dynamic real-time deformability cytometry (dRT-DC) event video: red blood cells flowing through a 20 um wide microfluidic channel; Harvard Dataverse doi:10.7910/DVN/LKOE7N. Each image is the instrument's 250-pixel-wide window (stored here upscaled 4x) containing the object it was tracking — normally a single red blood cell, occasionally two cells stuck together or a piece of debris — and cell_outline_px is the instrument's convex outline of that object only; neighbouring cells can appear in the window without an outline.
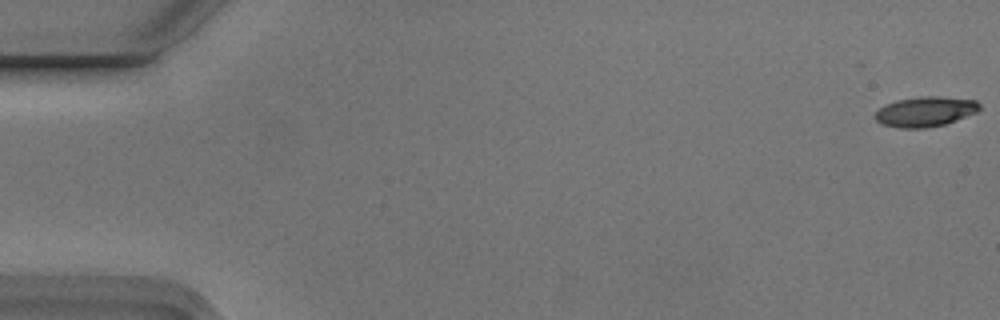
{"species": "Egyptian fruit bat (a non-hibernating species)", "species_latin": "Rousettus aegyptiacus", "temperature_condition": "cold", "stored_images_in_passage": 5, "camera_frame_rate_fps": 3000, "um_per_image_px": 0.085, "animal": {"sex": "male"}, "frame": {"image": 1, "passage_image": 1, "time_ms": 0.0, "image_size_px": [1000, 320], "cell_outline_px": [[980, 108], [976, 112], [956, 120], [944, 124], [924, 128], [900, 128], [880, 124], [876, 120], [876, 112], [884, 104], [896, 100], [916, 96], [940, 96], [976, 100], [980, 104]], "centroid_in_image_um": [78.63, 9.47], "position_along_channel_um": 6.4, "area_um2": 18.32}}